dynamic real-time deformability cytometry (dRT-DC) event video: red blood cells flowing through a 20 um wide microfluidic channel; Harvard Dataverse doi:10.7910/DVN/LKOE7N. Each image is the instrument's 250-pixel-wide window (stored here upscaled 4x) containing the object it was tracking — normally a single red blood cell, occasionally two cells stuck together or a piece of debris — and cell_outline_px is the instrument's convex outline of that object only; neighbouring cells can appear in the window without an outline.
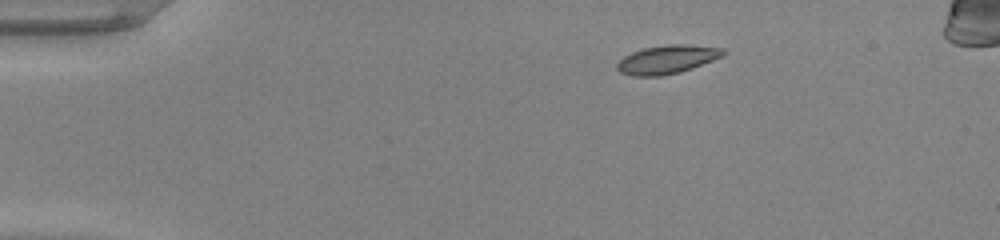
{"species": "common noctule bat (a hibernating species)", "species_latin": "Nyctalus noctula", "temperature_condition": "warm", "stored_images_in_passage": 45, "segment_of_instrument_passage": [1, 2], "camera_frame_rate_fps": 3000, "um_per_image_px": 0.085, "animal": {"sex": "male", "body_mass_g": 20.0, "forearm_length_mm": 53.3}, "frame": {"image": 1, "passage_image": 1, "time_ms": 0.0, "image_size_px": [1000, 240], "cell_outline_px": [[728, 52], [724, 56], [692, 68], [680, 72], [660, 76], [632, 76], [620, 72], [616, 68], [616, 64], [624, 56], [632, 52], [644, 48], [668, 44], [684, 44], [724, 48]], "centroid_in_image_um": [56.73, 5.05], "position_along_channel_um": 28.3, "area_um2": 17.74}}
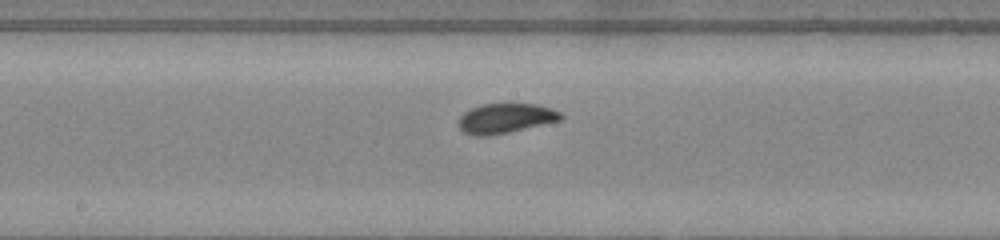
{"frame": {"image": 2, "passage_image": 20, "time_ms": 6.333, "image_size_px": [1000, 240], "cell_outline_px": [[564, 116], [560, 120], [508, 132], [488, 136], [472, 136], [464, 132], [460, 128], [460, 116], [464, 112], [472, 108], [484, 104], [536, 104], [552, 108], [560, 112]], "centroid_in_image_um": [42.97, 10.06], "position_along_channel_um": 205.2, "area_um2": 17.51}}
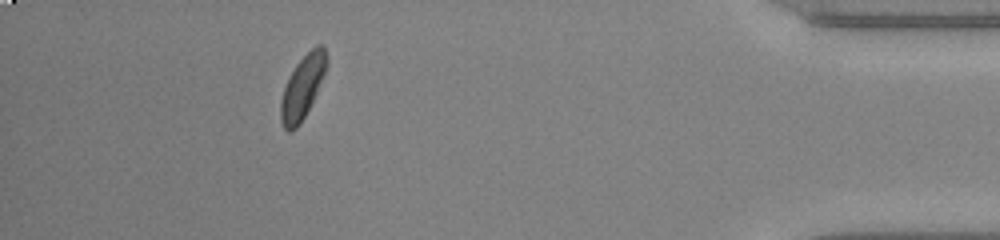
{"frame": {"image": 3, "passage_image": 39, "time_ms": 12.667, "image_size_px": [1000, 240], "cell_outline_px": [[328, 64], [316, 92], [300, 124], [292, 132], [288, 132], [284, 128], [280, 120], [280, 100], [284, 88], [296, 64], [316, 44], [324, 44], [328, 56]], "centroid_in_image_um": [25.72, 7.39], "position_along_channel_um": 409.5, "area_um2": 16.7}}